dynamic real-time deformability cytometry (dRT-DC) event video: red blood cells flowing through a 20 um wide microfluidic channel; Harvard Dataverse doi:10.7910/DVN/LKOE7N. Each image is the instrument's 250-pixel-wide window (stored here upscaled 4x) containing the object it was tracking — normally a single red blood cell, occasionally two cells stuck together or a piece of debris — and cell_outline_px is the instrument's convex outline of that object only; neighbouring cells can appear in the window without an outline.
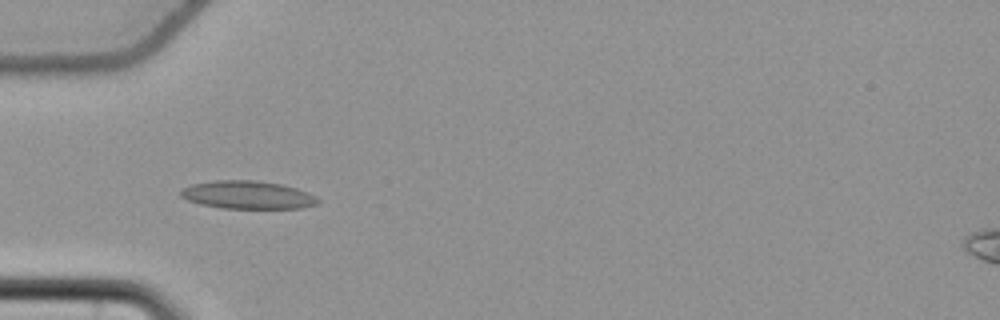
{"species": "common noctule bat (a hibernating species)", "species_latin": "Nyctalus noctula", "temperature_condition": "cold", "stored_images_in_passage": 56, "camera_frame_rate_fps": 3000, "um_per_image_px": 0.085, "animal": {"sex": "female", "body_mass_g": 22.7, "forearm_length_mm": 54.2}, "frame": {"image": 1, "passage_image": 19, "time_ms": 6.0, "image_size_px": [1000, 320], "cell_outline_px": [[320, 204], [300, 208], [220, 208], [200, 204], [188, 200], [180, 196], [180, 192], [184, 188], [192, 184], [216, 180], [256, 180], [280, 184], [296, 188], [308, 192], [316, 196], [320, 200]], "centroid_in_image_um": [21.08, 16.57], "position_along_channel_um": 63.9, "area_um2": 22.43}}
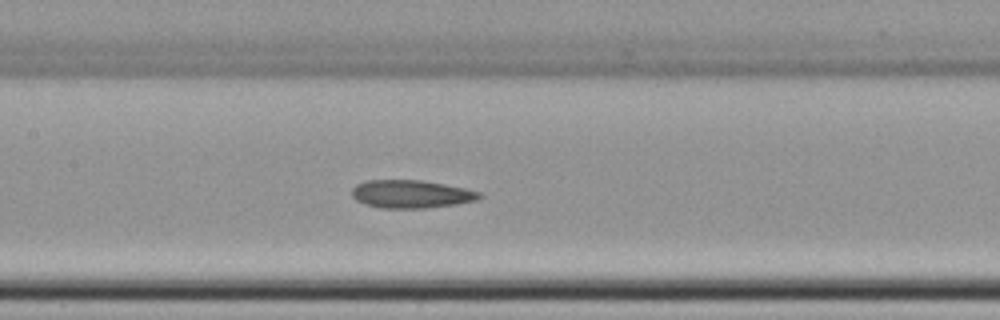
{"frame": {"image": 2, "passage_image": 28, "time_ms": 9.0, "image_size_px": [1000, 320], "cell_outline_px": [[484, 196], [476, 200], [456, 204], [424, 208], [380, 208], [364, 204], [356, 200], [352, 196], [352, 188], [356, 184], [368, 180], [420, 180], [444, 184], [464, 188], [480, 192]], "centroid_in_image_um": [34.93, 16.5], "position_along_channel_um": 172.5, "area_um2": 20.81}}
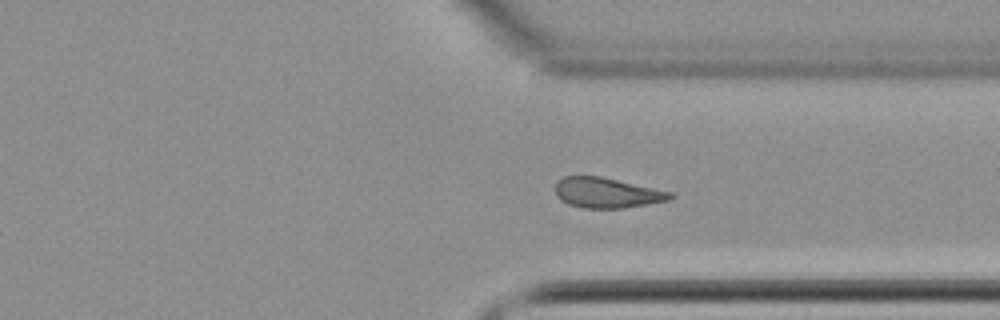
{"frame": {"image": 3, "passage_image": 43, "time_ms": 14.0, "image_size_px": [1000, 320], "cell_outline_px": [[676, 196], [672, 200], [624, 208], [584, 208], [568, 204], [560, 200], [556, 196], [556, 180], [564, 176], [600, 176], [672, 192]], "centroid_in_image_um": [51.59, 16.39], "position_along_channel_um": 359.8, "area_um2": 20.4}, "authors_computed_cell_mechanics": {"area_um2": 20.8369, "velocity_mm_per_s": 3.7404, "shape_relaxation_time_tau1_ms": null, "shape_relaxation_time_tau2_ms": 4.852, "deformation_change_tau1": null, "deformation_change_tau2": 0.129}}